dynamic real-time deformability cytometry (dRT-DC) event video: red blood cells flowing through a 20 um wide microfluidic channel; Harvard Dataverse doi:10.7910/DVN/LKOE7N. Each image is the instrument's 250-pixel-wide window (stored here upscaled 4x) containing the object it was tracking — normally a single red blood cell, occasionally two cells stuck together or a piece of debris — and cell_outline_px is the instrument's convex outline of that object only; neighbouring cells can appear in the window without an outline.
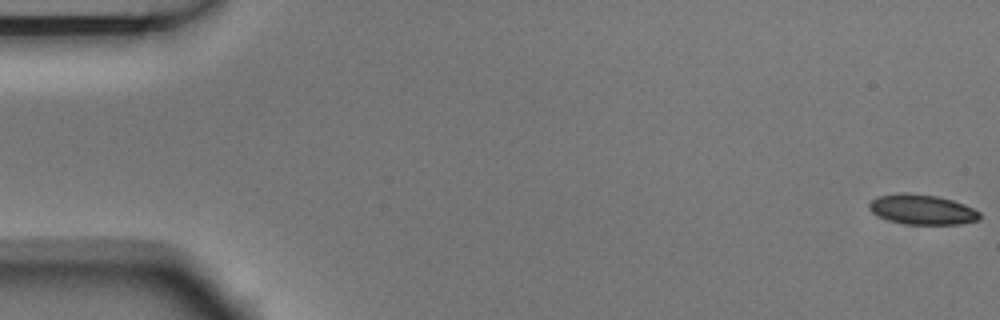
{"species": "Egyptian fruit bat (a non-hibernating species)", "species_latin": "Rousettus aegyptiacus", "temperature_condition": "room temperature", "stored_images_in_passage": 11, "camera_frame_rate_fps": 3000, "um_per_image_px": 0.085, "animal": {"sex": "male"}, "frame": {"image": 1, "passage_image": 1, "time_ms": 0.0, "image_size_px": [1000, 320], "cell_outline_px": [[980, 220], [960, 224], [904, 224], [888, 220], [872, 212], [868, 208], [868, 204], [872, 200], [880, 196], [896, 192], [908, 192], [936, 196], [952, 200], [964, 204], [980, 212]], "centroid_in_image_um": [78.38, 17.8], "position_along_channel_um": 6.6, "area_um2": 19.36}}
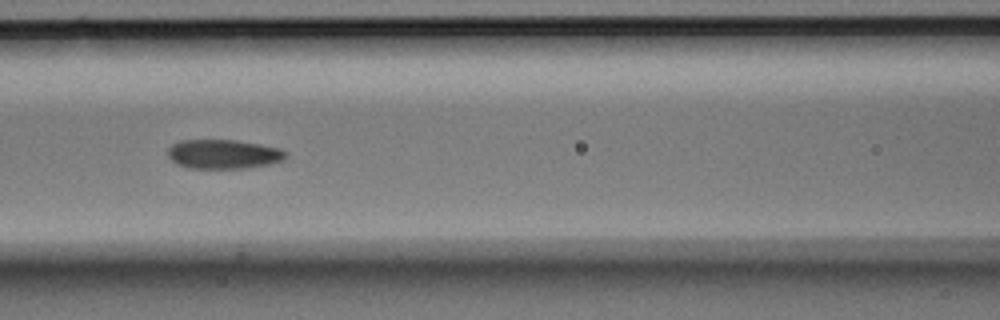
{"frame": {"image": 2, "passage_image": 7, "time_ms": 2.0, "image_size_px": [1000, 320], "cell_outline_px": [[288, 156], [284, 160], [268, 164], [244, 168], [188, 168], [176, 164], [168, 156], [168, 148], [172, 144], [180, 140], [236, 140], [260, 144], [280, 148], [288, 152]], "centroid_in_image_um": [19.01, 13.09], "position_along_channel_um": 147.6, "area_um2": 20.23}}
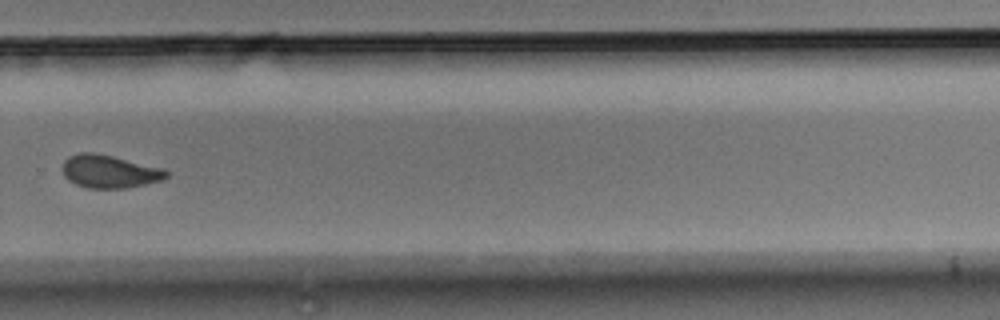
{"frame": {"image": 3, "passage_image": 11, "time_ms": 3.333, "image_size_px": [1000, 320], "cell_outline_px": [[168, 176], [164, 180], [128, 188], [88, 188], [76, 184], [68, 180], [64, 176], [60, 168], [64, 160], [68, 156], [80, 152], [92, 152], [112, 156], [164, 168], [168, 172]], "centroid_in_image_um": [9.28, 14.57], "position_along_channel_um": 320.5, "area_um2": 20.23}}